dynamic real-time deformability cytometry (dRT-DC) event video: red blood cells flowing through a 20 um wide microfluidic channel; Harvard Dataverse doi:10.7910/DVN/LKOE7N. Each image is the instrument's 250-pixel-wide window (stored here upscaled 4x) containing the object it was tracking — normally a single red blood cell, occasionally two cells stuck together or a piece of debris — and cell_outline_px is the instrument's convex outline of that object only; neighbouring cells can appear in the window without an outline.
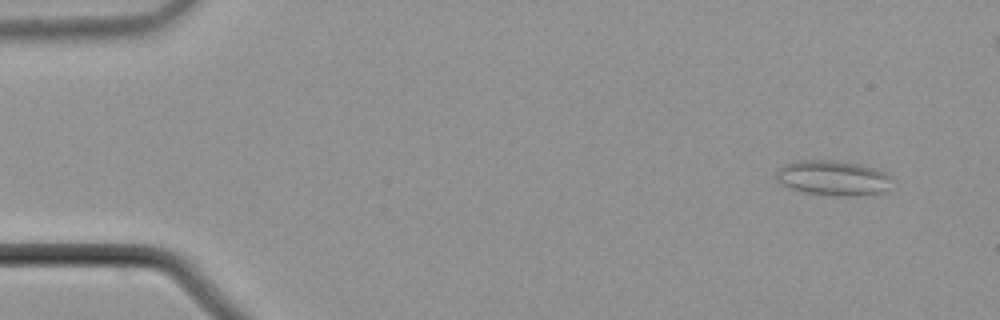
{"species": "common noctule bat (a hibernating species)", "species_latin": "Nyctalus noctula", "temperature_condition": "cold", "stored_images_in_passage": 52, "camera_frame_rate_fps": 3000, "um_per_image_px": 0.085, "animal": {"sex": "male", "body_mass_g": 21.5, "forearm_length_mm": 52.0}, "frame": {"image": 1, "passage_image": 5, "time_ms": 1.333, "image_size_px": [1000, 320], "cell_outline_px": [[888, 180], [884, 188], [880, 192], [860, 196], [840, 196], [804, 192], [788, 188], [780, 184], [776, 180], [776, 172], [784, 164], [796, 160], [832, 160], [856, 164], [872, 168], [884, 172], [888, 176]], "centroid_in_image_um": [70.67, 15.12], "position_along_channel_um": 14.3, "area_um2": 23.18}}
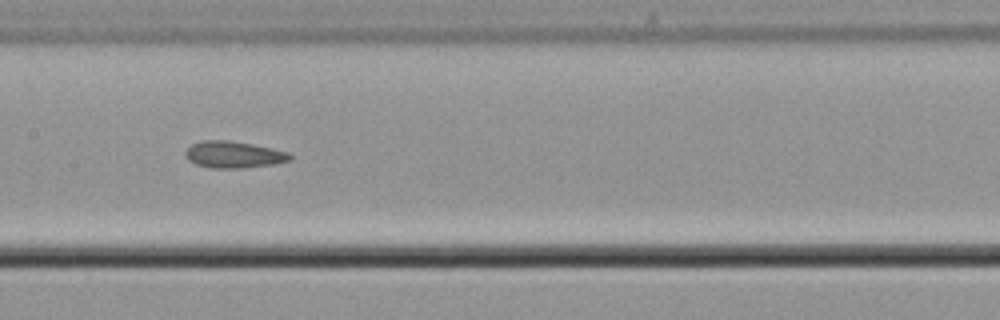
{"frame": {"image": 2, "passage_image": 29, "time_ms": 9.333, "image_size_px": [1000, 320], "cell_outline_px": [[292, 156], [288, 160], [272, 164], [240, 168], [212, 168], [196, 164], [188, 160], [184, 156], [184, 152], [192, 144], [200, 140], [228, 140], [252, 144], [272, 148], [288, 152]], "centroid_in_image_um": [19.8, 13.13], "position_along_channel_um": 187.6, "area_um2": 16.18}}
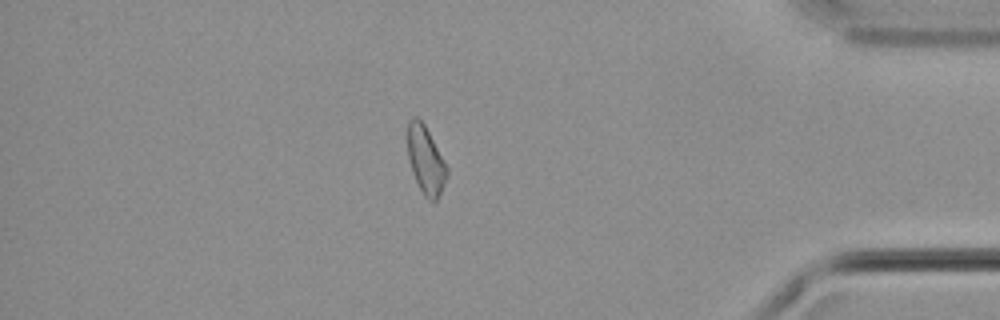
{"frame": {"image": 3, "passage_image": 49, "time_ms": 16.0, "image_size_px": [1000, 320], "cell_outline_px": [[448, 176], [436, 200], [428, 200], [424, 196], [412, 172], [408, 156], [408, 120], [412, 116], [416, 116], [424, 124], [448, 168]], "centroid_in_image_um": [36.18, 13.6], "position_along_channel_um": 399.0, "area_um2": 15.26}}